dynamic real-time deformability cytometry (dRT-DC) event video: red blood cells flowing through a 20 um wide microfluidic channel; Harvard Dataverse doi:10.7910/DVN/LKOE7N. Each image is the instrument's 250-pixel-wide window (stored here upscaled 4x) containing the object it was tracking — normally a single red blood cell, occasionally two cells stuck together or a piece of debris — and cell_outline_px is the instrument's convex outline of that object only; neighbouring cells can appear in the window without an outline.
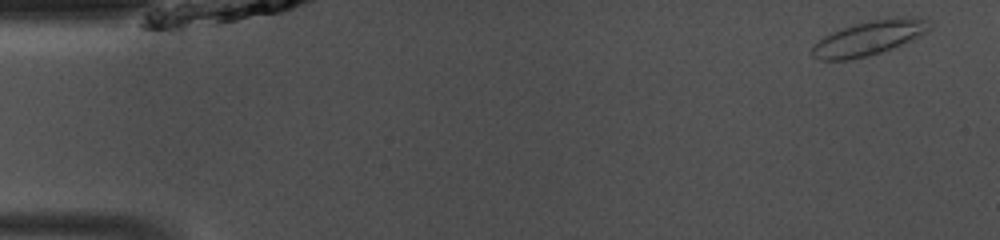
{"species": "common noctule bat (a hibernating species)", "species_latin": "Nyctalus noctula", "temperature_condition": "room temperature", "stored_images_in_passage": 48, "camera_frame_rate_fps": 3000, "um_per_image_px": 0.085, "animal": {"sex": "male", "body_mass_g": 13.0, "forearm_length_mm": 53.1}, "frame": {"image": 1, "passage_image": 2, "time_ms": 0.333, "image_size_px": [1000, 240], "cell_outline_px": [[932, 28], [928, 32], [900, 44], [880, 52], [848, 60], [820, 60], [812, 56], [812, 48], [824, 36], [840, 28], [868, 20], [932, 20]], "centroid_in_image_um": [73.79, 3.27], "position_along_channel_um": 11.2, "area_um2": 22.48}}
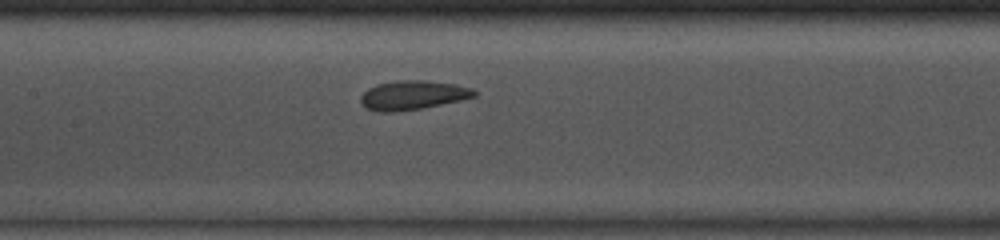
{"frame": {"image": 2, "passage_image": 22, "time_ms": 7.0, "image_size_px": [1000, 240], "cell_outline_px": [[476, 96], [460, 100], [424, 108], [392, 112], [380, 112], [368, 108], [360, 100], [360, 96], [368, 88], [376, 84], [396, 80], [424, 80], [456, 84], [472, 88], [476, 92]], "centroid_in_image_um": [35.09, 8.08], "position_along_channel_um": 172.3, "area_um2": 19.25}}
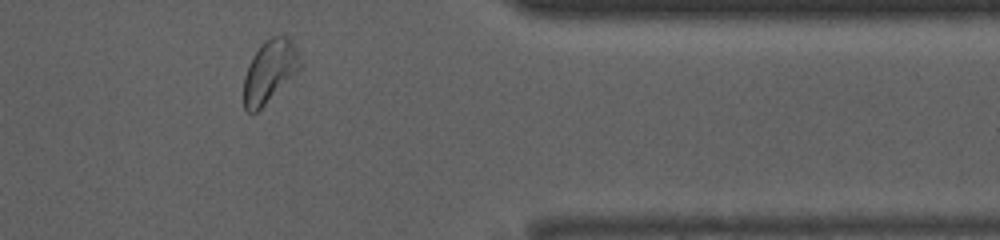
{"frame": {"image": 3, "passage_image": 39, "time_ms": 12.667, "image_size_px": [1000, 240], "cell_outline_px": [[304, 64], [256, 112], [248, 112], [244, 108], [244, 76], [248, 64], [252, 56], [264, 40], [272, 36], [288, 36]], "centroid_in_image_um": [22.9, 6.02], "position_along_channel_um": 388.5, "area_um2": 20.11}, "authors_computed_cell_mechanics": {"area_um2": 19.6809, "velocity_mm_per_s": 4.1109, "shape_relaxation_time_tau1_ms": 6.6474, "shape_relaxation_time_tau2_ms": 2.445, "deformation_change_tau1": 0.118, "deformation_change_tau2": 0.0636}}